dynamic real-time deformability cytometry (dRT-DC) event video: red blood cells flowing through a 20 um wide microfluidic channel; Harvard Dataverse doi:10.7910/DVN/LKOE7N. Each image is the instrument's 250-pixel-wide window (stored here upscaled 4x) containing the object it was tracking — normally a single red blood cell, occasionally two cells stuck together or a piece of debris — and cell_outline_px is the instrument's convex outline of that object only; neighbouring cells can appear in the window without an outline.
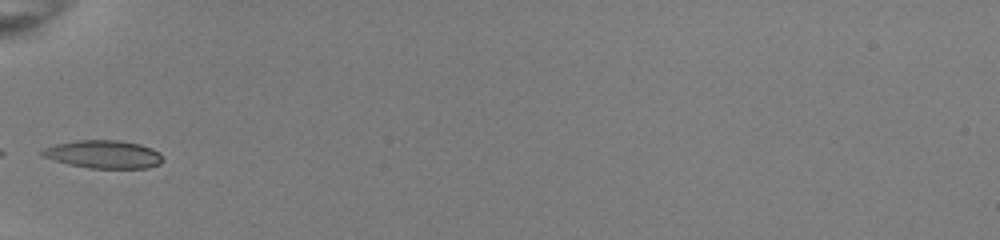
{"species": "common noctule bat (a hibernating species)", "species_latin": "Nyctalus noctula", "temperature_condition": "room temperature", "stored_images_in_passage": 28, "camera_frame_rate_fps": 3000, "um_per_image_px": 0.085, "animal": {"sex": "female", "body_mass_g": 22.0, "forearm_length_mm": 56.7}, "frame": {"image": 1, "passage_image": 1, "time_ms": 0.0, "image_size_px": [1000, 240], "cell_outline_px": [[164, 160], [160, 164], [148, 168], [88, 168], [68, 164], [44, 156], [40, 152], [44, 148], [56, 144], [76, 140], [116, 140], [140, 144], [152, 148], [160, 152]], "centroid_in_image_um": [8.85, 13.12], "position_along_channel_um": 76.1, "area_um2": 19.65}}
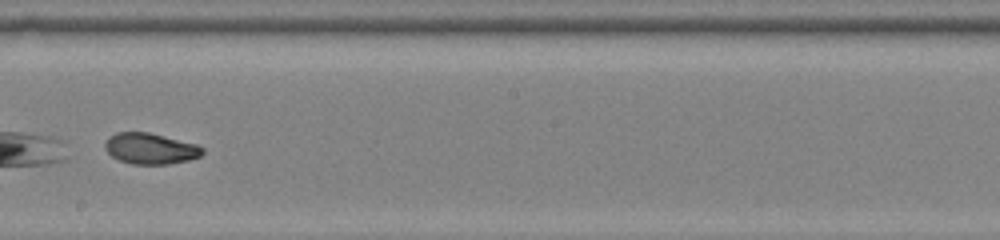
{"frame": {"image": 2, "passage_image": 13, "time_ms": 4.0, "image_size_px": [1000, 240], "cell_outline_px": [[204, 152], [200, 156], [188, 160], [168, 164], [132, 164], [120, 160], [112, 156], [104, 148], [104, 144], [108, 136], [116, 132], [148, 132], [196, 144], [204, 148]], "centroid_in_image_um": [12.76, 12.62], "position_along_channel_um": 235.4, "area_um2": 17.57}}
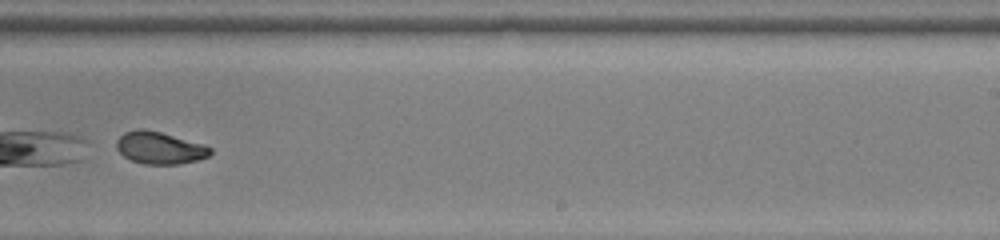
{"frame": {"image": 3, "passage_image": 16, "time_ms": 5.0, "image_size_px": [1000, 240], "cell_outline_px": [[212, 152], [208, 156], [196, 160], [180, 164], [144, 164], [132, 160], [124, 156], [116, 148], [116, 140], [124, 132], [140, 128], [144, 128], [160, 132], [204, 144], [212, 148]], "centroid_in_image_um": [13.56, 12.56], "position_along_channel_um": 275.4, "area_um2": 17.57}, "authors_computed_cell_mechanics": {"area_um2": 18.3804, "velocity_mm_per_s": 4.012, "shape_relaxation_time_tau1_ms": 7.7391, "shape_relaxation_time_tau2_ms": null, "deformation_change_tau1": 0.2064, "deformation_change_tau2": null}}